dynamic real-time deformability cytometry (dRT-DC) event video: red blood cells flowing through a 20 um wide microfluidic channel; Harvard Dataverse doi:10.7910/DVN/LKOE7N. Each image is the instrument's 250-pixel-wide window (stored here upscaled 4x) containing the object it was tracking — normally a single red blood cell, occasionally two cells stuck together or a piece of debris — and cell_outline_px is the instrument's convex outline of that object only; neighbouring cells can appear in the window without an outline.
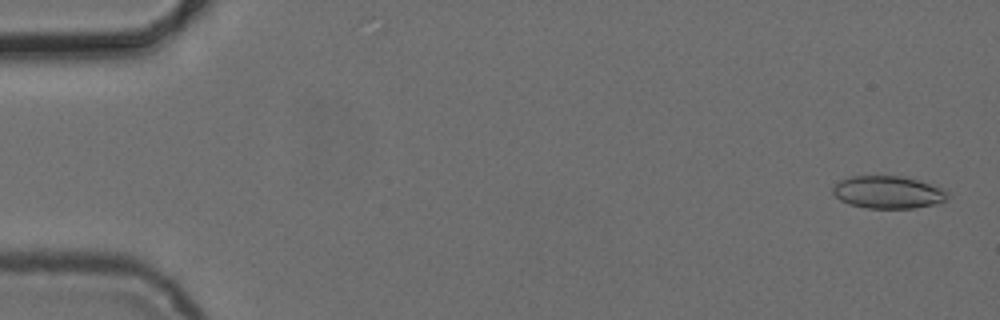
{"species": "common noctule bat (a hibernating species)", "species_latin": "Nyctalus noctula", "temperature_condition": "cold", "stored_images_in_passage": 6, "camera_frame_rate_fps": 3000, "um_per_image_px": 0.085, "animal": {"sex": "female", "body_mass_g": 24.6, "forearm_length_mm": 56.2}, "frame": {"image": 1, "passage_image": 1, "time_ms": 0.0, "image_size_px": [1000, 320], "cell_outline_px": [[948, 196], [944, 200], [936, 204], [912, 208], [868, 208], [848, 204], [840, 200], [832, 192], [832, 188], [840, 180], [852, 176], [904, 176], [944, 188], [948, 192]], "centroid_in_image_um": [75.48, 16.34], "position_along_channel_um": 9.5, "area_um2": 21.73}}
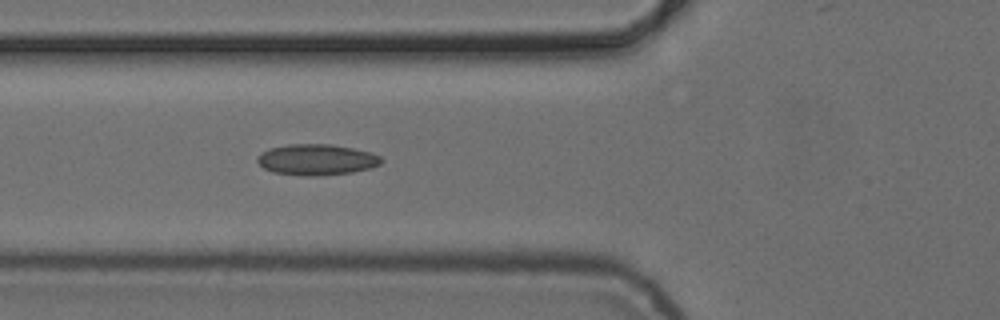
{"frame": {"image": 2, "passage_image": 6, "time_ms": 6.0, "image_size_px": [1000, 320], "cell_outline_px": [[384, 160], [380, 164], [368, 168], [352, 172], [316, 176], [308, 176], [272, 172], [264, 168], [256, 160], [256, 156], [268, 148], [288, 144], [332, 144], [352, 148], [368, 152], [380, 156]], "centroid_in_image_um": [26.87, 13.56], "position_along_channel_um": 98.9, "area_um2": 22.31}}